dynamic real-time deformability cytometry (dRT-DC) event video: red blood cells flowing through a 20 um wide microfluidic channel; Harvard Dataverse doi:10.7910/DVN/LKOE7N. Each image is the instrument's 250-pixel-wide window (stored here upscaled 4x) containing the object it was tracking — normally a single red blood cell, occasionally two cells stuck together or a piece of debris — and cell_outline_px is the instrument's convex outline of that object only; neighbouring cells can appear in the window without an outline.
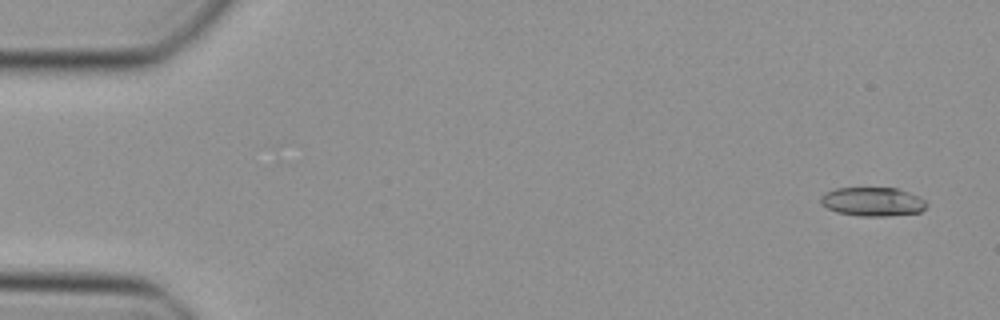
{"species": "Egyptian fruit bat (a non-hibernating species)", "species_latin": "Rousettus aegyptiacus", "temperature_condition": "cold", "stored_images_in_passage": 13, "camera_frame_rate_fps": 3000, "um_per_image_px": 0.085, "animal": {"sex": "female"}, "frame": {"image": 1, "passage_image": 3, "time_ms": 0.667, "image_size_px": [1000, 320], "cell_outline_px": [[928, 204], [920, 212], [888, 216], [860, 216], [836, 212], [820, 204], [820, 196], [824, 192], [836, 188], [896, 188], [908, 192], [924, 200]], "centroid_in_image_um": [74.12, 17.14], "position_along_channel_um": 10.9, "area_um2": 17.8}}